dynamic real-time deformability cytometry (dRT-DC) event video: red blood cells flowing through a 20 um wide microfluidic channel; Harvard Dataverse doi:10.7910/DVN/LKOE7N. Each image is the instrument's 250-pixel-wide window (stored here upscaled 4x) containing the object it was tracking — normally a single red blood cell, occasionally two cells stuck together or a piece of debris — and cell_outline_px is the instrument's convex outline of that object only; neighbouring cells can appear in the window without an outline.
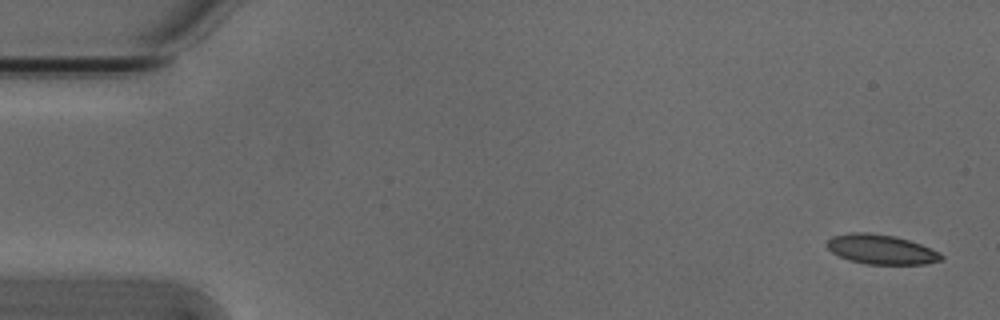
{"species": "Egyptian fruit bat (a non-hibernating species)", "species_latin": "Rousettus aegyptiacus", "temperature_condition": "cold", "stored_images_in_passage": 4, "camera_frame_rate_fps": 3000, "um_per_image_px": 0.085, "animal": {"sex": "male"}, "frame": {"image": 1, "passage_image": 1, "time_ms": 0.0, "image_size_px": [1000, 320], "cell_outline_px": [[944, 260], [924, 264], [864, 264], [848, 260], [832, 252], [828, 248], [828, 240], [832, 236], [852, 232], [868, 232], [896, 236], [920, 244], [940, 252], [944, 256]], "centroid_in_image_um": [74.92, 21.2], "position_along_channel_um": 10.1, "area_um2": 19.77}}
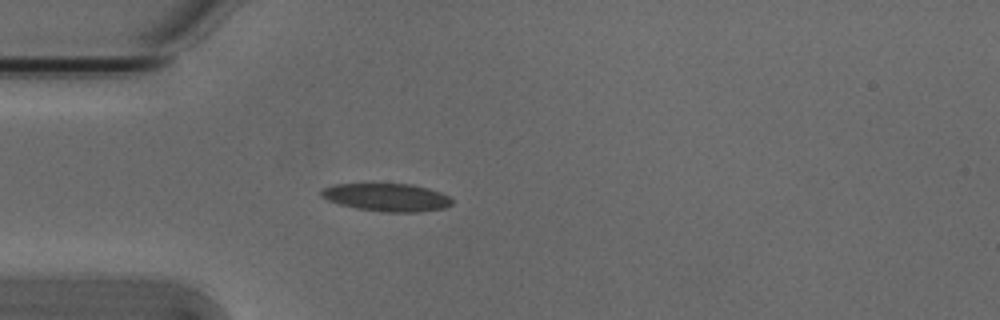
{"frame": {"image": 2, "passage_image": 4, "time_ms": 1.0, "image_size_px": [1000, 320], "cell_outline_px": [[452, 204], [444, 208], [420, 212], [388, 212], [356, 208], [340, 204], [328, 200], [320, 196], [320, 192], [324, 188], [332, 184], [408, 184], [428, 188], [440, 192], [448, 196], [452, 200]], "centroid_in_image_um": [32.87, 16.77], "position_along_channel_um": 52.1, "area_um2": 21.1}}